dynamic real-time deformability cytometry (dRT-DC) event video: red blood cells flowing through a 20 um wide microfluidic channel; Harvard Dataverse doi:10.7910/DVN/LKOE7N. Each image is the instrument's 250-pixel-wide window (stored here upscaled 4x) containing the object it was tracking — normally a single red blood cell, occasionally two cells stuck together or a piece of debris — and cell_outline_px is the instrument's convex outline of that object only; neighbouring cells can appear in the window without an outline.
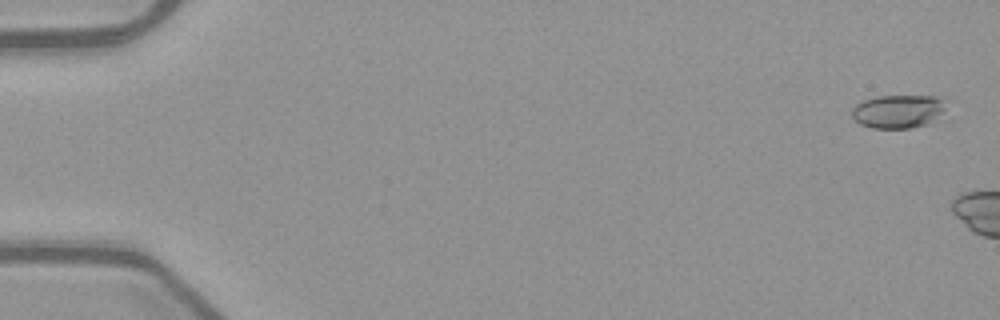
{"species": "common noctule bat (a hibernating species)", "species_latin": "Nyctalus noctula", "temperature_condition": "warm", "stored_images_in_passage": 6, "camera_frame_rate_fps": 3000, "um_per_image_px": 0.085, "animal": {"sex": "female", "body_mass_g": 21.9}, "frame": {"image": 1, "passage_image": 2, "time_ms": 0.333, "image_size_px": [1000, 320], "cell_outline_px": [[960, 100], [928, 124], [912, 128], [872, 128], [860, 124], [852, 116], [852, 108], [860, 100], [876, 96], [936, 96]], "centroid_in_image_um": [76.52, 9.43], "position_along_channel_um": 8.5, "area_um2": 19.36}}